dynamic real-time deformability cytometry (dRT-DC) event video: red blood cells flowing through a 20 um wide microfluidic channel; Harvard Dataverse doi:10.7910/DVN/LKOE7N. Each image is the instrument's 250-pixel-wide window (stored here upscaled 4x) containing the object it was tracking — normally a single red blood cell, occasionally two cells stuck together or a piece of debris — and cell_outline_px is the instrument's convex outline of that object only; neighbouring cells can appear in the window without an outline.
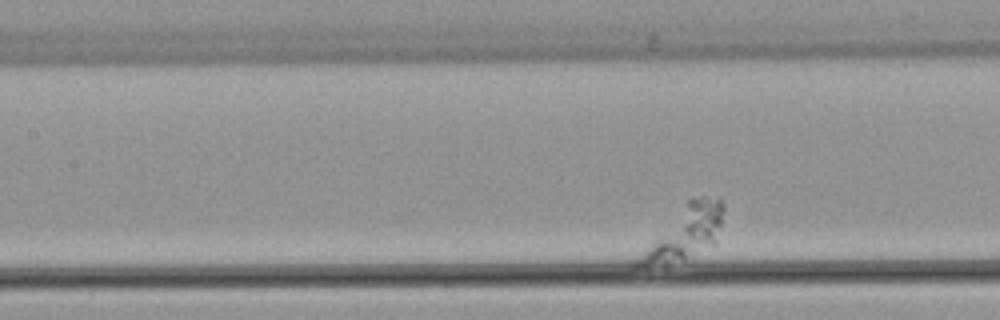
{"species": "common noctule bat (a hibernating species)", "species_latin": "Nyctalus noctula", "temperature_condition": "warm", "stored_images_in_passage": 64, "segment_of_instrument_passage": [1, 2], "camera_frame_rate_fps": 3000, "um_per_image_px": 0.085, "animal": {"sex": "female", "body_mass_g": 22.7, "forearm_length_mm": 54.2}, "frame": {"image": 1, "passage_image": 19, "time_ms": 6.0, "image_size_px": [1000, 320], "cell_outline_px": [[724, 208], [716, 244], [684, 260], [664, 268], [628, 268], [632, 260], [688, 200], [700, 196], [720, 196], [724, 204]], "centroid_in_image_um": [58.11, 19.91], "position_along_channel_um": 149.3, "area_um2": 27.22}}